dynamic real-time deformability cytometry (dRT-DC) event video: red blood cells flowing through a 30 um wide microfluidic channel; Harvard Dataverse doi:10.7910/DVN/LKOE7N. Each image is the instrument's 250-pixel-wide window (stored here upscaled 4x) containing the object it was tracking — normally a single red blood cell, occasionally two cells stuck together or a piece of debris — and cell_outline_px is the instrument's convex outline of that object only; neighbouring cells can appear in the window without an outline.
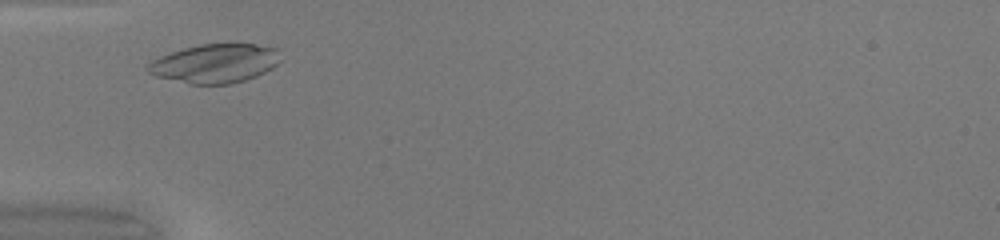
{"species": "common noctule bat (a hibernating species)", "species_latin": "Nyctalus noctula", "temperature_condition": "warm", "stored_images_in_passage": 27, "camera_frame_rate_fps": 3000, "um_per_image_px": 0.085, "animal": {"sex": "female", "body_mass_g": 20.0, "forearm_length_mm": 54.0}, "frame": {"image": 1, "passage_image": 3, "time_ms": 0.667, "image_size_px": [1000, 240], "cell_outline_px": [[280, 60], [272, 68], [256, 76], [232, 84], [192, 84], [156, 76], [148, 72], [148, 64], [152, 60], [160, 56], [184, 48], [200, 44], [256, 44], [280, 48]], "centroid_in_image_um": [18.32, 5.38], "position_along_channel_um": 66.7, "area_um2": 30.0}}
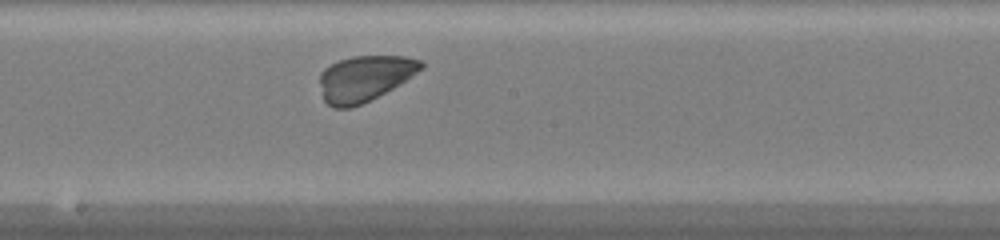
{"frame": {"image": 2, "passage_image": 14, "time_ms": 4.333, "image_size_px": [1000, 240], "cell_outline_px": [[424, 68], [400, 84], [360, 104], [348, 108], [332, 108], [324, 100], [320, 84], [320, 72], [324, 68], [340, 60], [352, 56], [404, 56], [420, 60], [424, 64]], "centroid_in_image_um": [30.99, 6.65], "position_along_channel_um": 217.2, "area_um2": 26.7}}
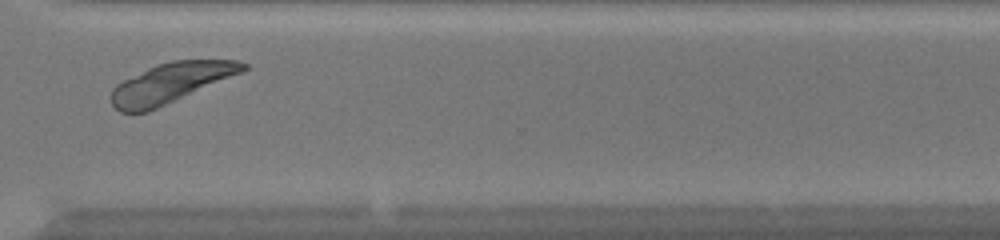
{"frame": {"image": 3, "passage_image": 24, "time_ms": 7.667, "image_size_px": [1000, 240], "cell_outline_px": [[248, 68], [244, 72], [148, 112], [120, 112], [112, 104], [108, 96], [112, 88], [116, 84], [156, 64], [172, 60], [236, 60], [248, 64]], "centroid_in_image_um": [14.51, 7.05], "position_along_channel_um": 356.1, "area_um2": 30.81}, "authors_computed_cell_mechanics": {"area_um2": 28.9, "velocity_mm_per_s": 4.1552, "shape_relaxation_time_tau1_ms": 2.9238, "shape_relaxation_time_tau2_ms": 3.1051, "deformation_change_tau1": 0.1954, "deformation_change_tau2": 0.0841}}